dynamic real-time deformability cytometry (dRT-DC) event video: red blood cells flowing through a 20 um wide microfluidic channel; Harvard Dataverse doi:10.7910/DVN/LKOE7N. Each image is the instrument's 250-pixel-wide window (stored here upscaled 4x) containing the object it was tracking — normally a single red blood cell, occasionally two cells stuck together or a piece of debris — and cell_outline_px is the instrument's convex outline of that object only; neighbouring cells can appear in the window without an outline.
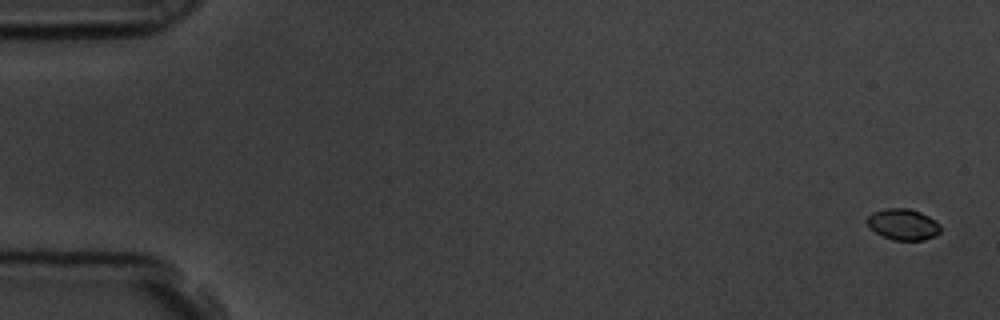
{"species": "common noctule bat (a hibernating species)", "species_latin": "Nyctalus noctula", "temperature_condition": "room temperature", "stored_images_in_passage": 6, "camera_frame_rate_fps": 3000, "um_per_image_px": 0.085, "animal": {"sex": "male", "body_mass_g": 19.5, "forearm_length_mm": 54.6}, "frame": {"image": 1, "passage_image": 1, "time_ms": 0.0, "image_size_px": [1000, 320], "cell_outline_px": [[940, 232], [936, 236], [924, 240], [892, 240], [876, 232], [864, 220], [872, 212], [888, 208], [908, 208], [920, 212], [936, 220], [940, 224]], "centroid_in_image_um": [76.78, 19.07], "position_along_channel_um": 8.2, "area_um2": 13.35}}
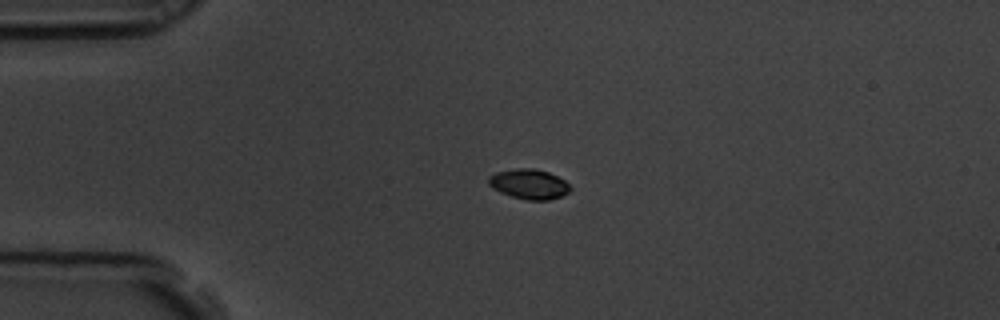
{"frame": {"image": 2, "passage_image": 4, "time_ms": 1.0, "image_size_px": [1000, 320], "cell_outline_px": [[572, 188], [568, 192], [560, 196], [548, 200], [528, 200], [512, 196], [500, 192], [492, 188], [488, 184], [488, 176], [496, 172], [516, 168], [532, 168], [548, 172], [564, 180]], "centroid_in_image_um": [44.94, 15.64], "position_along_channel_um": 40.1, "area_um2": 14.16}}
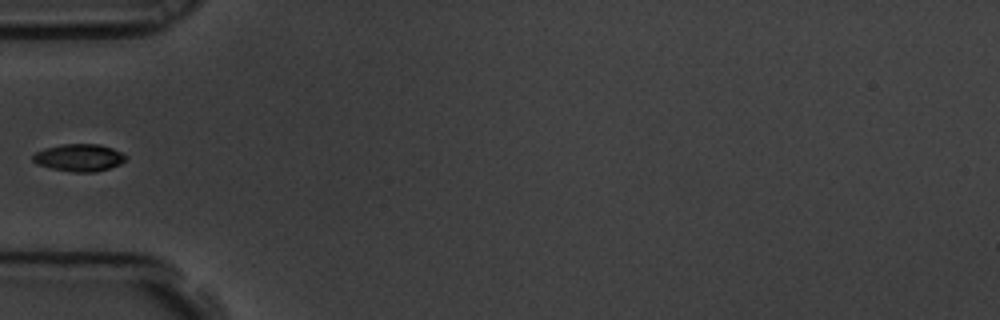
{"frame": {"image": 3, "passage_image": 6, "time_ms": 1.667, "image_size_px": [1000, 320], "cell_outline_px": [[128, 156], [120, 164], [96, 172], [72, 172], [52, 168], [36, 164], [32, 160], [32, 156], [36, 152], [44, 148], [64, 144], [100, 144], [112, 148]], "centroid_in_image_um": [6.71, 13.4], "position_along_channel_um": 78.3, "area_um2": 14.74}}